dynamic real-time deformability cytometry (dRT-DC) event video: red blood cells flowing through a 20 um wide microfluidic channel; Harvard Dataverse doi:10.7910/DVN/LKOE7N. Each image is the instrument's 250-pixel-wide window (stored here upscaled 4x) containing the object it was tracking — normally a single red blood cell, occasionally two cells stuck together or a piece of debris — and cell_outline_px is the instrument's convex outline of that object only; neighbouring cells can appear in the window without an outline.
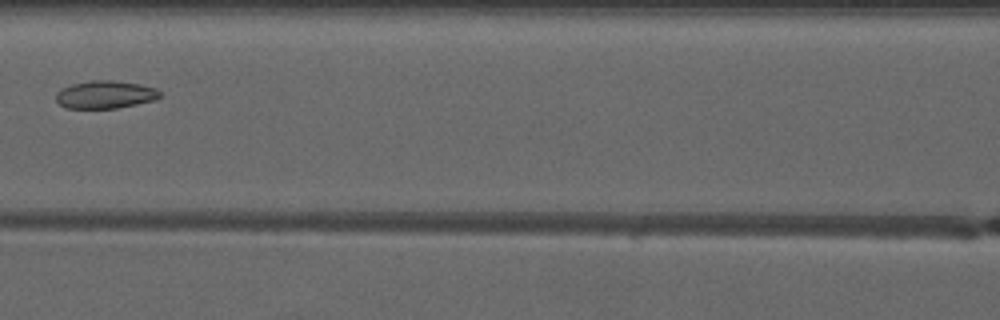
{"species": "common noctule bat (a hibernating species)", "species_latin": "Nyctalus noctula", "temperature_condition": "warm", "stored_images_in_passage": 7, "camera_frame_rate_fps": 3000, "um_per_image_px": 0.085, "animal": {"sex": "male", "forearm_length_mm": 52.5}, "frame": {"image": 1, "passage_image": 5, "time_ms": 4.667, "image_size_px": [1000, 320], "cell_outline_px": [[160, 96], [156, 100], [116, 108], [64, 108], [56, 100], [56, 92], [60, 88], [72, 84], [92, 80], [112, 80], [140, 84], [156, 88], [160, 92]], "centroid_in_image_um": [8.93, 8.03], "position_along_channel_um": 157.7, "area_um2": 16.88}}
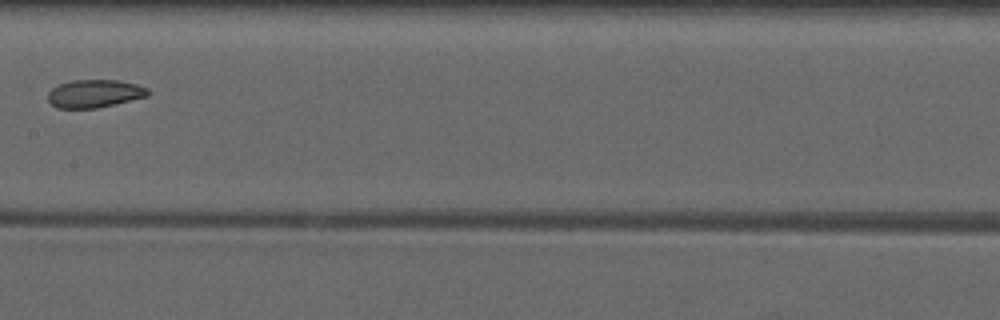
{"frame": {"image": 2, "passage_image": 6, "time_ms": 5.667, "image_size_px": [1000, 320], "cell_outline_px": [[152, 92], [148, 96], [96, 108], [56, 108], [48, 100], [48, 92], [52, 88], [60, 84], [72, 80], [116, 80], [136, 84], [148, 88]], "centroid_in_image_um": [8.04, 7.95], "position_along_channel_um": 199.4, "area_um2": 16.24}}
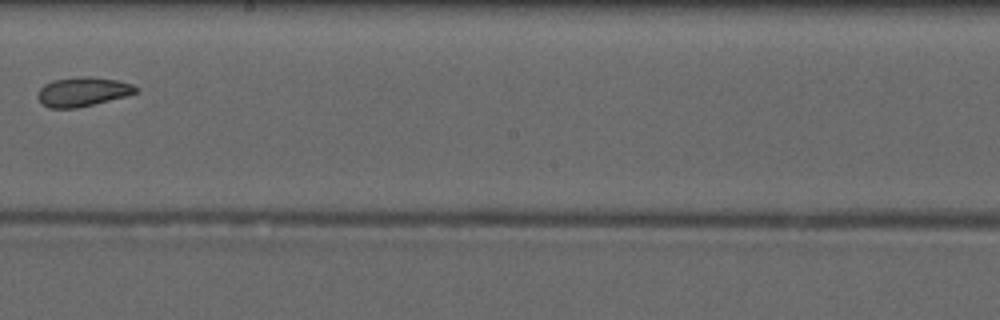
{"frame": {"image": 3, "passage_image": 7, "time_ms": 6.667, "image_size_px": [1000, 320], "cell_outline_px": [[136, 92], [124, 96], [76, 108], [48, 108], [36, 96], [40, 88], [44, 84], [52, 80], [84, 76], [88, 76], [116, 80], [132, 84], [136, 88]], "centroid_in_image_um": [6.97, 7.79], "position_along_channel_um": 241.2, "area_um2": 16.36}}